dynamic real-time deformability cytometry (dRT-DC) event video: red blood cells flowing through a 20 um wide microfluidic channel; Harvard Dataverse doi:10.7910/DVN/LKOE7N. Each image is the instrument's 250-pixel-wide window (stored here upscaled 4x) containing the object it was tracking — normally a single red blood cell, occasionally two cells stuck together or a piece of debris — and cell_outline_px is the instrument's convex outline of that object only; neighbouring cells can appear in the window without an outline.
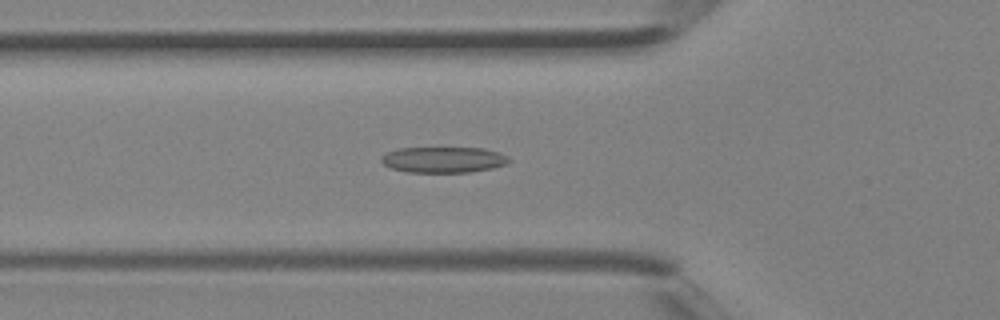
{"species": "Egyptian fruit bat (a non-hibernating species)", "species_latin": "Rousettus aegyptiacus", "temperature_condition": "room temperature", "stored_images_in_passage": 41, "camera_frame_rate_fps": 3000, "um_per_image_px": 0.085, "animal": {"sex": "female"}, "frame": {"image": 1, "passage_image": 15, "time_ms": 4.667, "image_size_px": [1000, 320], "cell_outline_px": [[512, 160], [508, 164], [492, 168], [468, 172], [408, 172], [392, 168], [384, 164], [380, 160], [380, 156], [396, 148], [484, 148], [508, 156]], "centroid_in_image_um": [37.7, 13.57], "position_along_channel_um": 88.1, "area_um2": 19.25}}
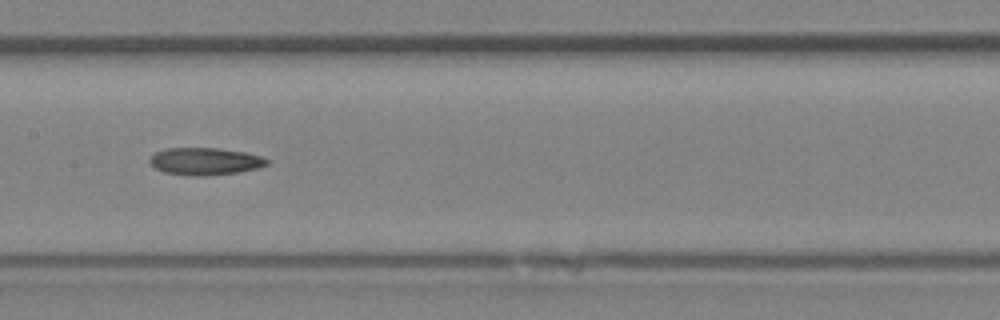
{"frame": {"image": 2, "passage_image": 21, "time_ms": 6.667, "image_size_px": [1000, 320], "cell_outline_px": [[268, 164], [260, 168], [240, 172], [200, 176], [188, 176], [164, 172], [156, 168], [148, 160], [156, 152], [164, 148], [220, 148], [244, 152], [264, 156], [268, 160]], "centroid_in_image_um": [17.46, 13.71], "position_along_channel_um": 189.9, "area_um2": 18.79}}
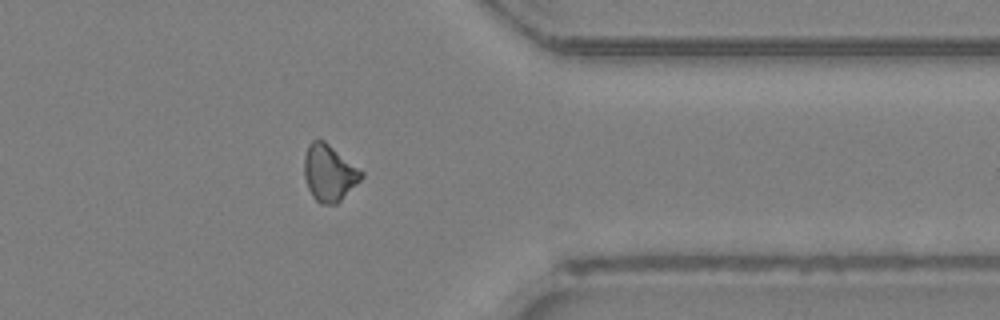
{"frame": {"image": 3, "passage_image": 33, "time_ms": 10.667, "image_size_px": [1000, 320], "cell_outline_px": [[364, 176], [336, 204], [320, 204], [312, 196], [308, 188], [304, 176], [304, 156], [308, 144], [312, 140], [324, 140], [364, 172]], "centroid_in_image_um": [27.96, 14.69], "position_along_channel_um": 383.4, "area_um2": 18.73}}